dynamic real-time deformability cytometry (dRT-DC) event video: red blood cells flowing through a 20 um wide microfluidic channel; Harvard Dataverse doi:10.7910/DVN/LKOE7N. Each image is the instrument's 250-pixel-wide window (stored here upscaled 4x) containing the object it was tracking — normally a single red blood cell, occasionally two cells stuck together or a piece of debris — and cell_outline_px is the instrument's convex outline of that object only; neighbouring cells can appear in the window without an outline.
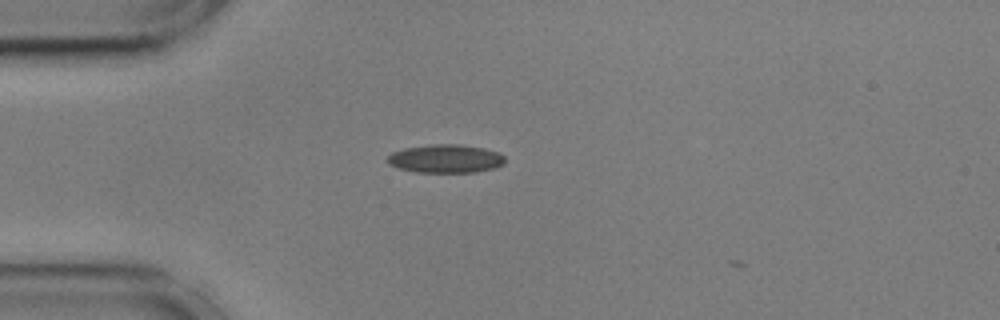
{"species": "common noctule bat (a hibernating species)", "species_latin": "Nyctalus noctula", "temperature_condition": "cold", "stored_images_in_passage": 3, "camera_frame_rate_fps": 3000, "um_per_image_px": 0.085, "animal": {"sex": "male", "body_mass_g": 17.9, "forearm_length_mm": 54.2}, "frame": {"image": 1, "passage_image": 1, "time_ms": 0.0, "image_size_px": [1000, 320], "cell_outline_px": [[504, 164], [496, 168], [476, 172], [416, 172], [400, 168], [388, 164], [388, 156], [392, 152], [404, 148], [428, 144], [460, 144], [484, 148], [500, 152], [504, 156]], "centroid_in_image_um": [37.91, 13.48], "position_along_channel_um": 47.1, "area_um2": 19.59}}